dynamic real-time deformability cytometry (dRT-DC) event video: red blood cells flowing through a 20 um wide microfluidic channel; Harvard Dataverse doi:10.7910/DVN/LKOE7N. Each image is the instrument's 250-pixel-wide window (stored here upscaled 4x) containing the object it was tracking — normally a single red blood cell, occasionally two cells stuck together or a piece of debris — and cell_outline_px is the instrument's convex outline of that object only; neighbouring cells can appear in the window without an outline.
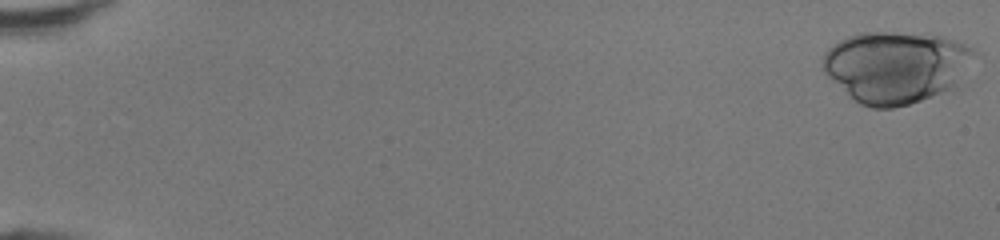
{"species": "human", "species_latin": "Homo sapiens", "temperature_condition": "room temperature", "stored_images_in_passage": 48, "camera_frame_rate_fps": 3000, "um_per_image_px": 0.085, "donor": {"sex": "female"}, "frame": {"image": 1, "passage_image": 1, "time_ms": 0.0, "image_size_px": [1000, 240], "cell_outline_px": [[980, 56], [956, 88], [908, 104], [892, 108], [872, 108], [860, 104], [828, 76], [824, 72], [824, 52], [832, 44], [848, 36], [860, 32], [896, 32], [940, 36], [964, 44], [980, 52]], "centroid_in_image_um": [76.25, 5.68], "position_along_channel_um": 8.7, "area_um2": 63.81}}
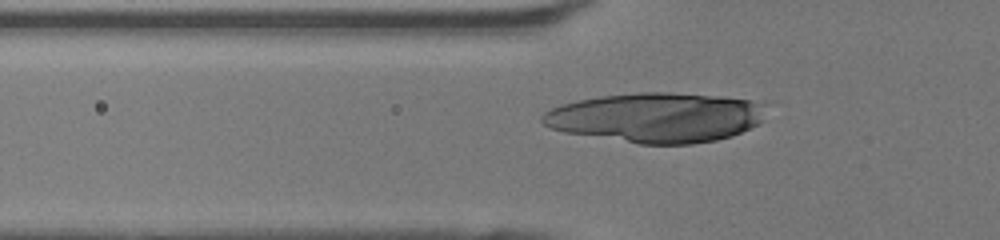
{"frame": {"image": 2, "passage_image": 18, "time_ms": 5.667, "image_size_px": [1000, 240], "cell_outline_px": [[764, 120], [732, 136], [716, 140], [692, 144], [640, 144], [564, 132], [552, 128], [544, 124], [540, 120], [540, 116], [544, 112], [560, 104], [576, 100], [600, 96], [640, 92], [668, 92], [720, 96], [752, 100], [756, 104]], "centroid_in_image_um": [55.68, 9.99], "position_along_channel_um": 70.1, "area_um2": 64.39}}
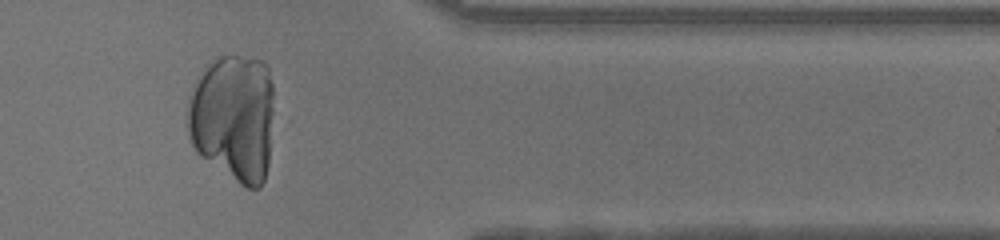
{"frame": {"image": 3, "passage_image": 41, "time_ms": 13.333, "image_size_px": [1000, 240], "cell_outline_px": [[272, 112], [268, 164], [264, 180], [260, 188], [248, 188], [240, 184], [200, 156], [196, 152], [188, 136], [188, 100], [200, 76], [212, 60], [220, 56], [236, 56], [260, 60], [268, 68], [272, 84]], "centroid_in_image_um": [19.83, 10.03], "position_along_channel_um": 391.6, "area_um2": 63.93}}